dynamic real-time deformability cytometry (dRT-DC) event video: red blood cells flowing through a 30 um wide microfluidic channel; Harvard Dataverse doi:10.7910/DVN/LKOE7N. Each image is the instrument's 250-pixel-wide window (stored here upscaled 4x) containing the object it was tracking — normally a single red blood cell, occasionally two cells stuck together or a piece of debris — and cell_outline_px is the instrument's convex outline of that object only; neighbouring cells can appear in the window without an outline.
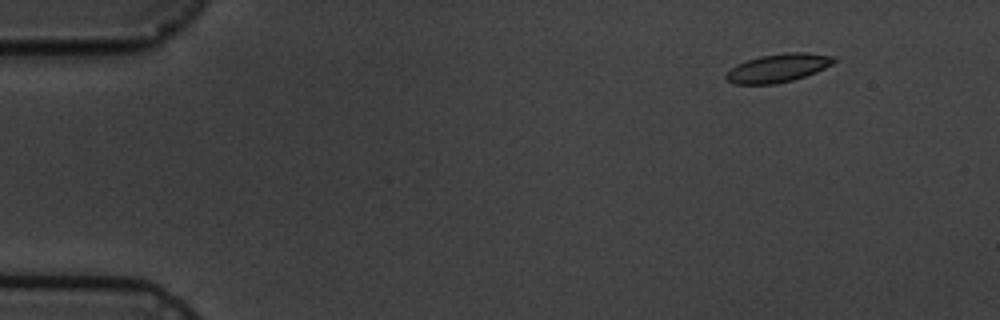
{"species": "common noctule bat (a hibernating species)", "species_latin": "Nyctalus noctula", "temperature_condition": "cold", "stored_images_in_passage": 5, "camera_frame_rate_fps": 3000, "um_per_image_px": 0.085, "animal": {"sex": "male", "body_mass_g": 19.5, "forearm_length_mm": 54.6}, "frame": {"image": 1, "passage_image": 2, "time_ms": 1.333, "image_size_px": [1000, 320], "cell_outline_px": [[836, 60], [832, 64], [816, 72], [792, 80], [776, 84], [732, 84], [724, 76], [736, 64], [760, 56], [788, 52], [804, 52], [836, 56]], "centroid_in_image_um": [66.14, 5.78], "position_along_channel_um": 18.9, "area_um2": 17.74}}
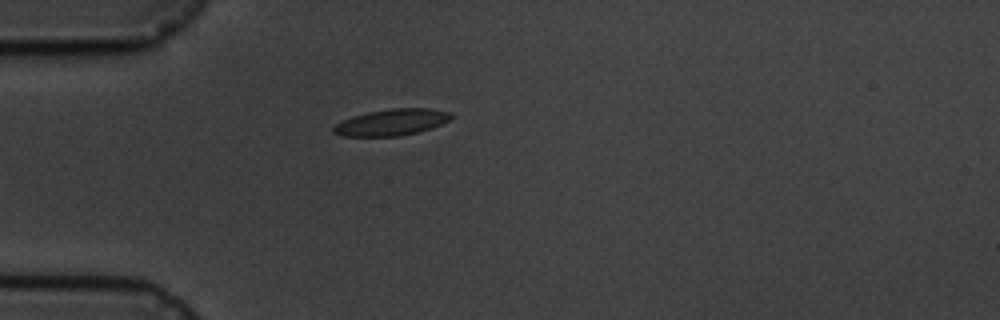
{"frame": {"image": 2, "passage_image": 5, "time_ms": 4.667, "image_size_px": [1000, 320], "cell_outline_px": [[452, 116], [448, 120], [432, 128], [400, 136], [340, 136], [332, 132], [332, 128], [336, 124], [352, 116], [368, 112], [392, 108], [428, 108], [452, 112]], "centroid_in_image_um": [33.27, 10.39], "position_along_channel_um": 51.7, "area_um2": 18.03}}